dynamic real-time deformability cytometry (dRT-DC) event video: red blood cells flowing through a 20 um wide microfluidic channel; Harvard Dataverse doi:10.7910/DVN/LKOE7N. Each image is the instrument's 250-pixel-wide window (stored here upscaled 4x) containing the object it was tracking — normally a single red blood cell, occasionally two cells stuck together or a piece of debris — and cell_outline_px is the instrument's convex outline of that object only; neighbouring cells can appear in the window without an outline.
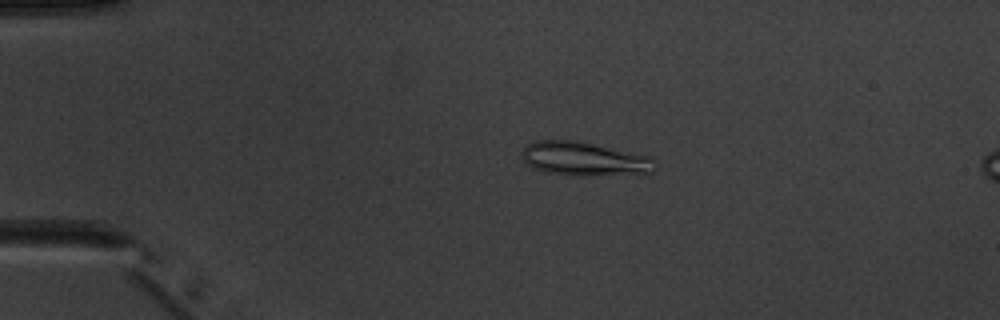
{"species": "common noctule bat (a hibernating species)", "species_latin": "Nyctalus noctula", "temperature_condition": "warm", "stored_images_in_passage": 5, "camera_frame_rate_fps": 3000, "um_per_image_px": 0.085, "animal": {"sex": "male", "body_mass_g": 20.1, "forearm_length_mm": 53.5}, "frame": {"image": 1, "passage_image": 3, "time_ms": 2.333, "image_size_px": [1000, 320], "cell_outline_px": [[656, 168], [652, 172], [576, 176], [548, 172], [532, 168], [524, 160], [524, 144], [536, 140], [584, 140], [652, 156], [656, 160]], "centroid_in_image_um": [49.71, 13.47], "position_along_channel_um": 35.3, "area_um2": 26.65}}